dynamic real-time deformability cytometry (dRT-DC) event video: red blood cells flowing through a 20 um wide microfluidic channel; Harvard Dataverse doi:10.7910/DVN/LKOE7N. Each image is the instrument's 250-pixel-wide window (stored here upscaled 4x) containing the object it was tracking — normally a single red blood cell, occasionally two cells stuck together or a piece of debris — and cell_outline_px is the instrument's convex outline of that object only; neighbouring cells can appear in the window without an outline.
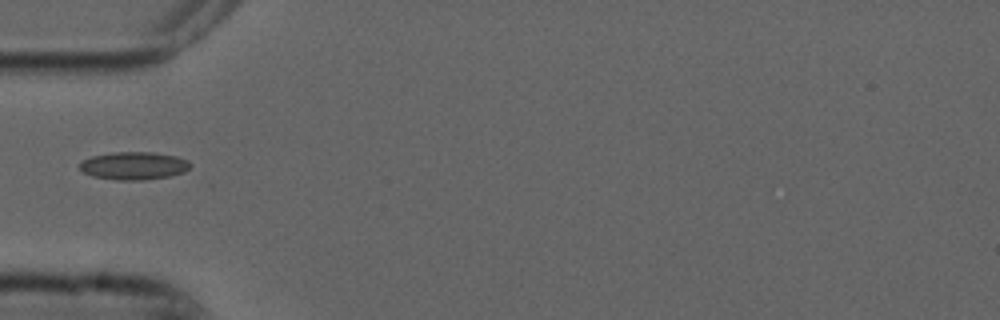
{"species": "common noctule bat (a hibernating species)", "species_latin": "Nyctalus noctula", "temperature_condition": "cold", "stored_images_in_passage": 38, "camera_frame_rate_fps": 3000, "um_per_image_px": 0.085, "animal": {"sex": "male", "forearm_length_mm": 52.5}, "frame": {"image": 1, "passage_image": 1, "time_ms": 0.0, "image_size_px": [1000, 320], "cell_outline_px": [[192, 164], [184, 172], [168, 176], [140, 180], [116, 180], [92, 176], [84, 172], [80, 168], [80, 164], [84, 160], [92, 156], [112, 152], [152, 152], [176, 156], [188, 160]], "centroid_in_image_um": [11.38, 14.08], "position_along_channel_um": 73.6, "area_um2": 17.8}}
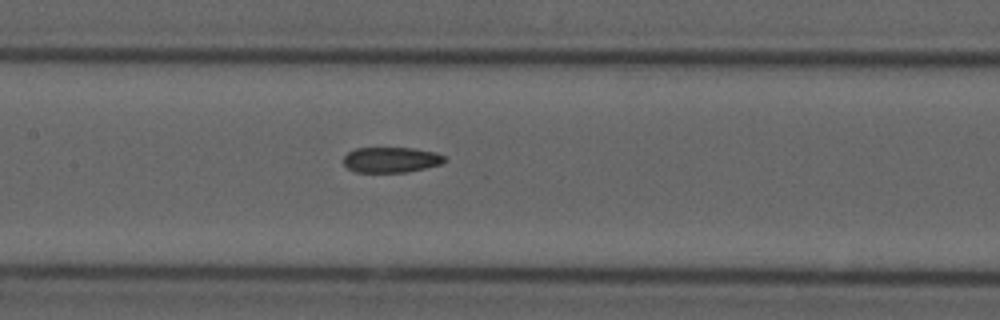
{"frame": {"image": 2, "passage_image": 9, "time_ms": 2.667, "image_size_px": [1000, 320], "cell_outline_px": [[448, 160], [440, 164], [408, 172], [356, 172], [348, 168], [344, 164], [344, 156], [348, 152], [356, 148], [412, 148], [436, 152], [444, 156]], "centroid_in_image_um": [33.25, 13.58], "position_along_channel_um": 174.1, "area_um2": 14.97}}
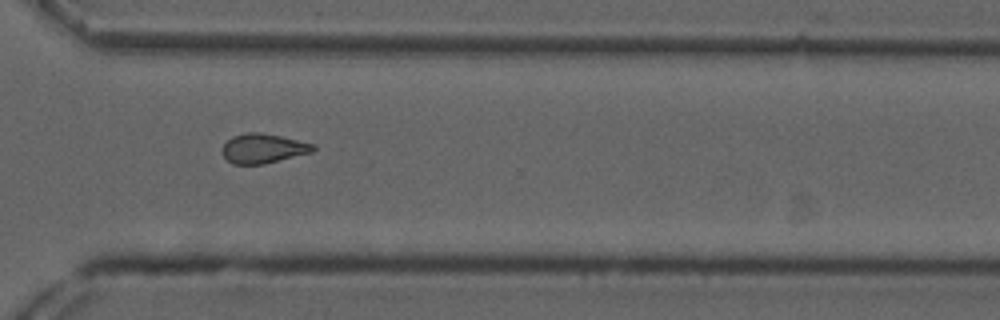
{"frame": {"image": 3, "passage_image": 23, "time_ms": 7.333, "image_size_px": [1000, 320], "cell_outline_px": [[316, 148], [312, 152], [264, 164], [232, 164], [220, 152], [220, 148], [232, 136], [248, 132], [260, 132], [280, 136], [316, 144]], "centroid_in_image_um": [22.35, 12.61], "position_along_channel_um": 348.3, "area_um2": 15.72}}